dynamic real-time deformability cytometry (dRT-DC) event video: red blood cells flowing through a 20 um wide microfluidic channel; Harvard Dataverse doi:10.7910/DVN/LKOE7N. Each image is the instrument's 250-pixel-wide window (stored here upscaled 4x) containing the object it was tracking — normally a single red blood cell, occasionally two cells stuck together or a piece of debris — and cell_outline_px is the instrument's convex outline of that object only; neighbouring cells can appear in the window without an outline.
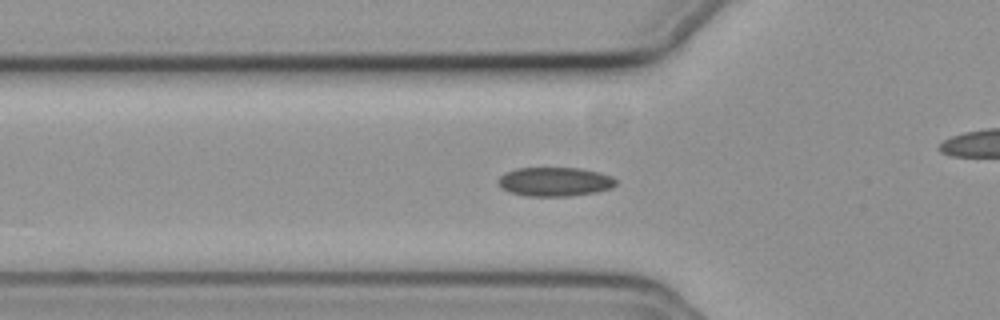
{"species": "common noctule bat (a hibernating species)", "species_latin": "Nyctalus noctula", "temperature_condition": "cold", "stored_images_in_passage": 40, "camera_frame_rate_fps": 3000, "um_per_image_px": 0.085, "animal": {"sex": "female", "body_mass_g": 19.3, "forearm_length_mm": 54.1}, "frame": {"image": 1, "passage_image": 9, "time_ms": 2.667, "image_size_px": [1000, 320], "cell_outline_px": [[616, 184], [612, 188], [596, 192], [568, 196], [528, 196], [508, 192], [500, 188], [496, 180], [500, 176], [516, 168], [580, 168], [600, 172], [612, 176], [616, 180]], "centroid_in_image_um": [47.15, 15.45], "position_along_channel_um": 78.7, "area_um2": 20.06}}
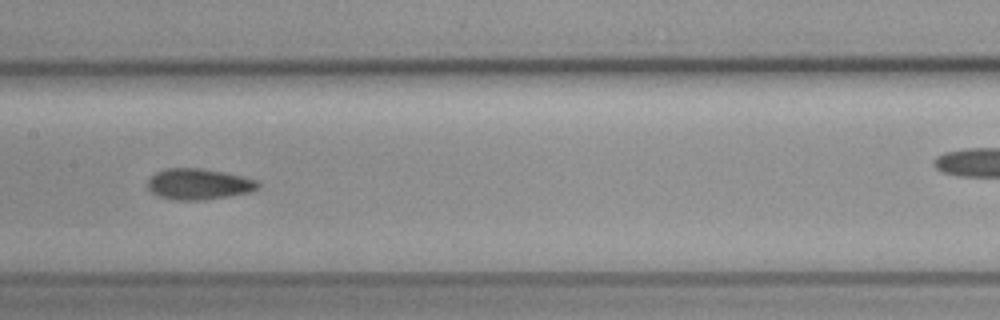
{"frame": {"image": 2, "passage_image": 18, "time_ms": 5.667, "image_size_px": [1000, 320], "cell_outline_px": [[260, 184], [256, 188], [248, 192], [228, 196], [204, 200], [172, 200], [160, 196], [152, 192], [148, 188], [148, 180], [156, 172], [164, 168], [200, 168], [240, 176], [256, 180]], "centroid_in_image_um": [16.84, 15.65], "position_along_channel_um": 190.6, "area_um2": 19.59}}
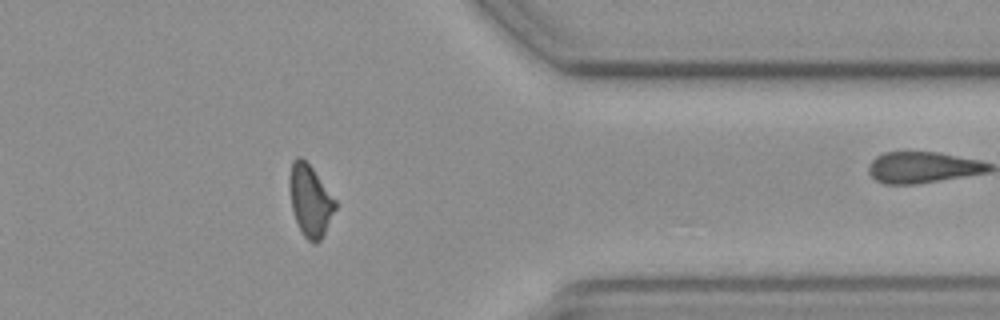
{"frame": {"image": 3, "passage_image": 35, "time_ms": 11.333, "image_size_px": [1000, 320], "cell_outline_px": [[336, 208], [320, 240], [316, 244], [312, 244], [304, 236], [296, 220], [292, 208], [288, 188], [288, 180], [292, 160], [296, 156], [300, 156], [312, 168], [336, 200]], "centroid_in_image_um": [26.33, 17.02], "position_along_channel_um": 385.1, "area_um2": 18.96}, "authors_computed_cell_mechanics": {"area_um2": 19.4786, "velocity_mm_per_s": 3.7106, "shape_relaxation_time_tau1_ms": null, "shape_relaxation_time_tau2_ms": 2.6046, "deformation_change_tau1": null, "deformation_change_tau2": 0.0827}}